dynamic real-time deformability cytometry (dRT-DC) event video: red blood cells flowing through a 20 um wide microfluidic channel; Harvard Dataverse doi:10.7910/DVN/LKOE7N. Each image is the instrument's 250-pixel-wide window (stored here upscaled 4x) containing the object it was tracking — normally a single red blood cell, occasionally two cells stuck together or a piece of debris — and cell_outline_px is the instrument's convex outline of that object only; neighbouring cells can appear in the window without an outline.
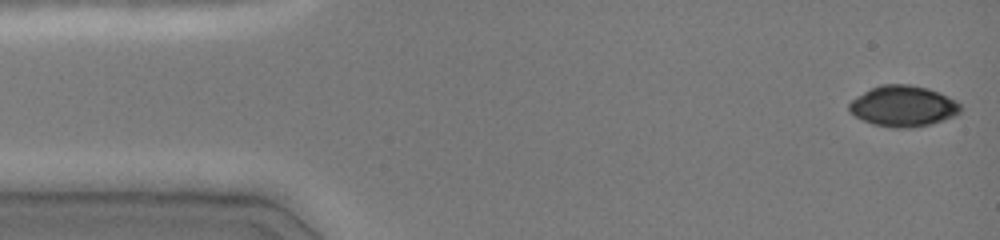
{"species": "common noctule bat (a hibernating species)", "species_latin": "Nyctalus noctula", "temperature_condition": "cold", "stored_images_in_passage": 46, "camera_frame_rate_fps": 3000, "um_per_image_px": 0.085, "animal": {"sex": "female", "body_mass_g": 19.0, "forearm_length_mm": 51.5}, "frame": {"image": 1, "passage_image": 1, "time_ms": 0.0, "image_size_px": [1000, 240], "cell_outline_px": [[960, 112], [956, 116], [932, 124], [912, 128], [892, 128], [872, 124], [848, 112], [848, 104], [856, 96], [880, 84], [908, 84], [928, 88], [940, 92], [956, 100], [960, 104]], "centroid_in_image_um": [76.78, 9.03], "position_along_channel_um": 8.2, "area_um2": 26.82}}
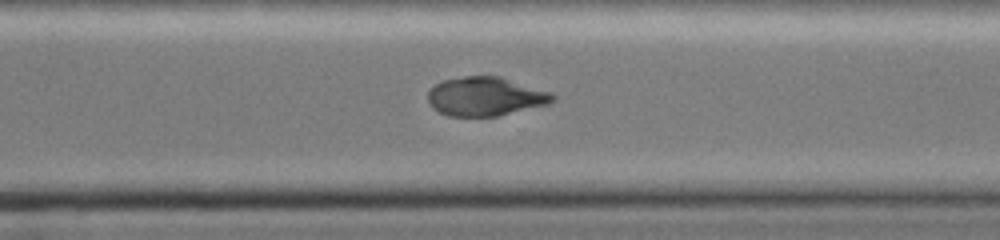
{"frame": {"image": 2, "passage_image": 33, "time_ms": 10.667, "image_size_px": [1000, 240], "cell_outline_px": [[556, 100], [548, 104], [496, 116], [448, 116], [432, 108], [428, 100], [428, 92], [436, 84], [444, 80], [464, 76], [500, 76], [552, 92], [556, 96]], "centroid_in_image_um": [41.29, 8.19], "position_along_channel_um": 329.3, "area_um2": 28.26}}
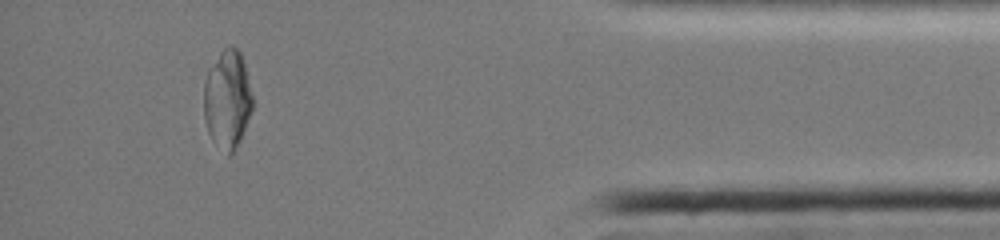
{"frame": {"image": 3, "passage_image": 42, "time_ms": 13.667, "image_size_px": [1000, 240], "cell_outline_px": [[252, 108], [240, 140], [236, 148], [228, 156], [212, 140], [208, 132], [204, 120], [204, 80], [208, 68], [220, 52], [228, 44], [232, 44], [240, 52], [244, 64], [252, 96]], "centroid_in_image_um": [19.3, 8.43], "position_along_channel_um": 415.9, "area_um2": 27.92}, "authors_computed_cell_mechanics": {"area_um2": 29.1601, "velocity_mm_per_s": 4.0435, "shape_relaxation_time_tau1_ms": null, "shape_relaxation_time_tau2_ms": 3.2214, "deformation_change_tau1": null, "deformation_change_tau2": 0.0665}}